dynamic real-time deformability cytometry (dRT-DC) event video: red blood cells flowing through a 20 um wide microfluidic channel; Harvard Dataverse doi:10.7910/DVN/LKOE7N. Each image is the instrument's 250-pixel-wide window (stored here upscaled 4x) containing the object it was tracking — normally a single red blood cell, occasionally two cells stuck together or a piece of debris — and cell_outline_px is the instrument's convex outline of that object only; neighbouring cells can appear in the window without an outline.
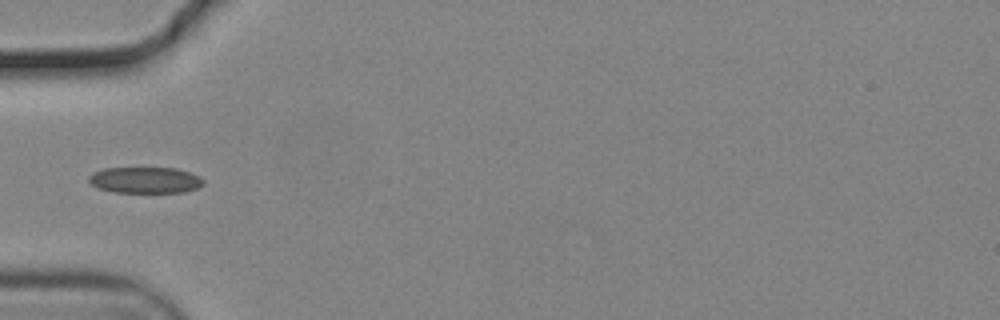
{"species": "common noctule bat (a hibernating species)", "species_latin": "Nyctalus noctula", "temperature_condition": "cold", "stored_images_in_passage": 4, "camera_frame_rate_fps": 3000, "um_per_image_px": 0.085, "animal": {"sex": "male", "body_mass_g": 19.2, "forearm_length_mm": 51.8}, "frame": {"image": 1, "passage_image": 1, "time_ms": 0.0, "image_size_px": [1000, 320], "cell_outline_px": [[204, 184], [196, 188], [184, 192], [112, 192], [100, 188], [92, 184], [88, 180], [88, 176], [92, 172], [104, 168], [176, 168], [200, 176], [204, 180]], "centroid_in_image_um": [12.33, 15.3], "position_along_channel_um": 72.7, "area_um2": 17.46}}
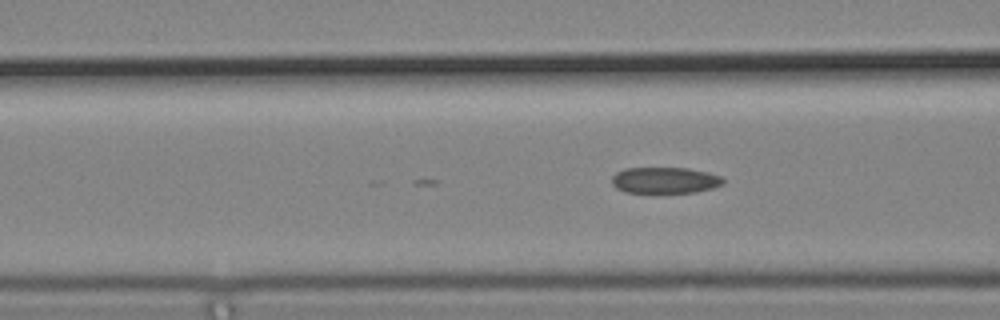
{"frame": {"image": 2, "passage_image": 4, "time_ms": 1.0, "image_size_px": [1000, 320], "cell_outline_px": [[724, 184], [712, 188], [696, 192], [624, 192], [616, 188], [612, 184], [612, 176], [616, 172], [624, 168], [688, 168], [708, 172], [720, 176], [724, 180]], "centroid_in_image_um": [56.51, 15.31], "position_along_channel_um": 110.1, "area_um2": 16.99}}